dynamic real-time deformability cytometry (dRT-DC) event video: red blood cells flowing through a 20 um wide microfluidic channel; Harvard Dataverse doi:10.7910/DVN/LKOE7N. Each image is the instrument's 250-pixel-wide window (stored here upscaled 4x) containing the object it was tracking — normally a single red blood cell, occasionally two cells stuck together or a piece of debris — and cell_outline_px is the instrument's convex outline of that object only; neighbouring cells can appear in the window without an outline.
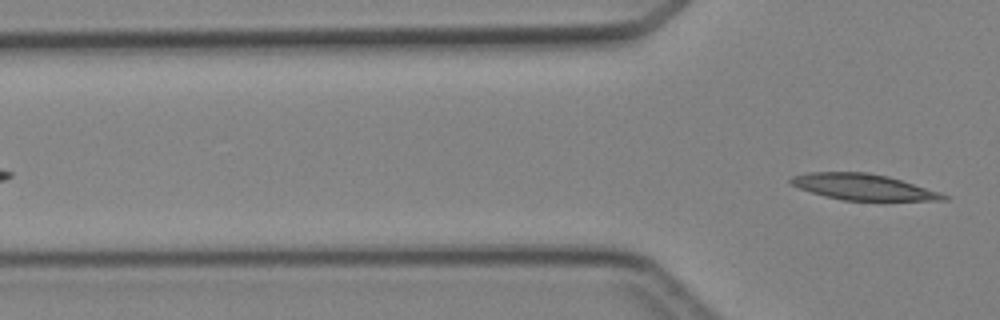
{"species": "Egyptian fruit bat (a non-hibernating species)", "species_latin": "Rousettus aegyptiacus", "temperature_condition": "cold", "stored_images_in_passage": 6, "camera_frame_rate_fps": 3000, "um_per_image_px": 0.085, "animal": {"sex": "female"}, "frame": {"image": 1, "passage_image": 6, "time_ms": 6.0, "image_size_px": [1000, 320], "cell_outline_px": [[952, 196], [948, 200], [844, 200], [824, 196], [800, 188], [792, 184], [788, 180], [792, 176], [808, 172], [868, 172], [888, 176], [940, 192]], "centroid_in_image_um": [73.39, 15.88], "position_along_channel_um": 52.4, "area_um2": 23.0}}